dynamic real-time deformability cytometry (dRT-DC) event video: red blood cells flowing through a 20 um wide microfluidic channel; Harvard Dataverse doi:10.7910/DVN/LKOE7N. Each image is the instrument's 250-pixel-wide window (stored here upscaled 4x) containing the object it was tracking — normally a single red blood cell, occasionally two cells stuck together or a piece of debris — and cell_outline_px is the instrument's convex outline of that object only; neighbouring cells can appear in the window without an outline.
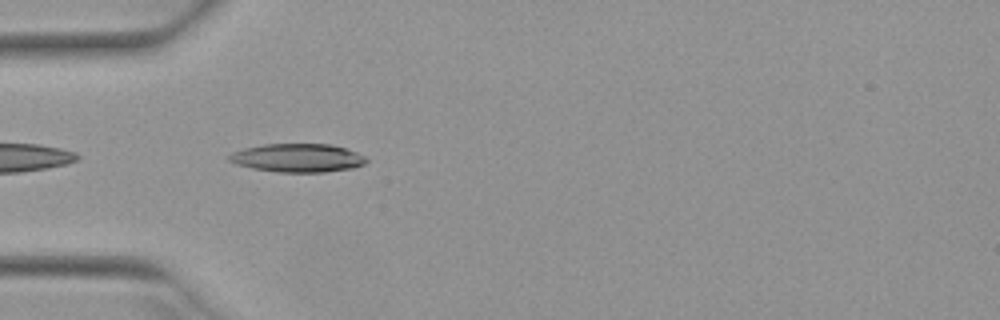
{"species": "Egyptian fruit bat (a non-hibernating species)", "species_latin": "Rousettus aegyptiacus", "temperature_condition": "warm", "stored_images_in_passage": 10, "camera_frame_rate_fps": 3000, "um_per_image_px": 0.085, "animal": {"sex": "female"}, "frame": {"image": 1, "passage_image": 2, "time_ms": 0.333, "image_size_px": [1000, 320], "cell_outline_px": [[368, 160], [364, 164], [352, 168], [324, 172], [280, 172], [252, 168], [236, 164], [228, 160], [228, 156], [232, 152], [244, 148], [264, 144], [332, 144], [356, 152], [364, 156]], "centroid_in_image_um": [25.29, 13.42], "position_along_channel_um": 59.7, "area_um2": 22.66}}
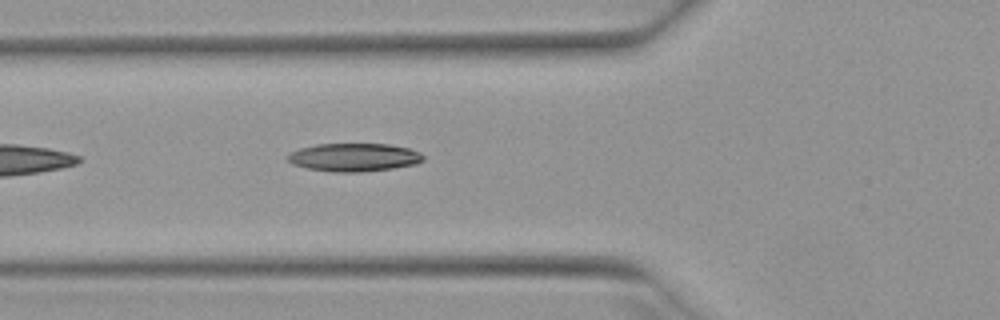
{"frame": {"image": 2, "passage_image": 5, "time_ms": 1.333, "image_size_px": [1000, 320], "cell_outline_px": [[424, 160], [416, 164], [392, 168], [360, 172], [332, 172], [308, 168], [292, 164], [284, 156], [300, 148], [316, 144], [388, 144], [408, 148], [420, 152], [424, 156]], "centroid_in_image_um": [30.08, 13.37], "position_along_channel_um": 95.7, "area_um2": 22.25}}